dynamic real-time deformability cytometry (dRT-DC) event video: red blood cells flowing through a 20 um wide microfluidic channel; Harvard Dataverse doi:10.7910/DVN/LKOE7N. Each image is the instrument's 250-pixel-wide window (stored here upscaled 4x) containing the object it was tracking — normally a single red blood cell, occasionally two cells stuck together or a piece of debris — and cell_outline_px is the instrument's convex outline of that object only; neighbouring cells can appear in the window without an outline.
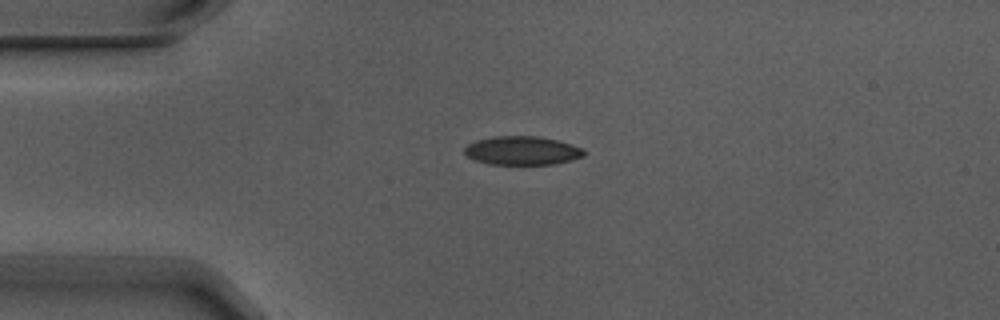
{"species": "Egyptian fruit bat (a non-hibernating species)", "species_latin": "Rousettus aegyptiacus", "temperature_condition": "warm", "stored_images_in_passage": 3, "camera_frame_rate_fps": 3000, "um_per_image_px": 0.085, "animal": {"sex": "male"}, "frame": {"image": 1, "passage_image": 2, "time_ms": 0.333, "image_size_px": [1000, 320], "cell_outline_px": [[584, 156], [552, 164], [488, 164], [476, 160], [468, 156], [464, 152], [464, 148], [468, 144], [476, 140], [492, 136], [536, 136], [556, 140], [572, 144], [580, 148], [584, 152]], "centroid_in_image_um": [44.33, 12.79], "position_along_channel_um": 40.7, "area_um2": 19.71}}